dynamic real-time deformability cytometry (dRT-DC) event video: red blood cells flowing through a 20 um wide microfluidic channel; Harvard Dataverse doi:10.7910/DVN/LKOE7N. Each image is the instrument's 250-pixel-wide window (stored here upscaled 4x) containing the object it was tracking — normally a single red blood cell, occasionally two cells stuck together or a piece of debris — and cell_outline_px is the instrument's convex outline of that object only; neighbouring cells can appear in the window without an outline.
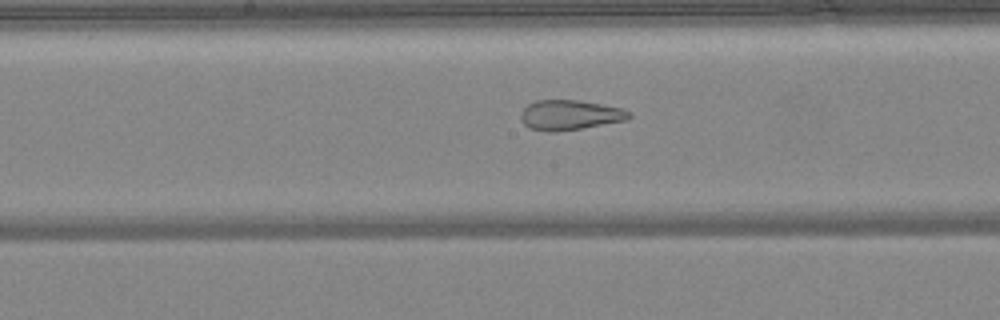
{"species": "common noctule bat (a hibernating species)", "species_latin": "Nyctalus noctula", "temperature_condition": "warm", "stored_images_in_passage": 48, "camera_frame_rate_fps": 3000, "um_per_image_px": 0.085, "animal": {"sex": "female", "body_mass_g": 24.6, "forearm_length_mm": 56.2}, "frame": {"image": 1, "passage_image": 25, "time_ms": 8.0, "image_size_px": [1000, 320], "cell_outline_px": [[632, 116], [628, 120], [556, 132], [548, 132], [528, 128], [520, 120], [520, 112], [528, 104], [536, 100], [576, 100], [624, 108], [632, 112]], "centroid_in_image_um": [48.43, 9.78], "position_along_channel_um": 199.8, "area_um2": 19.07}}
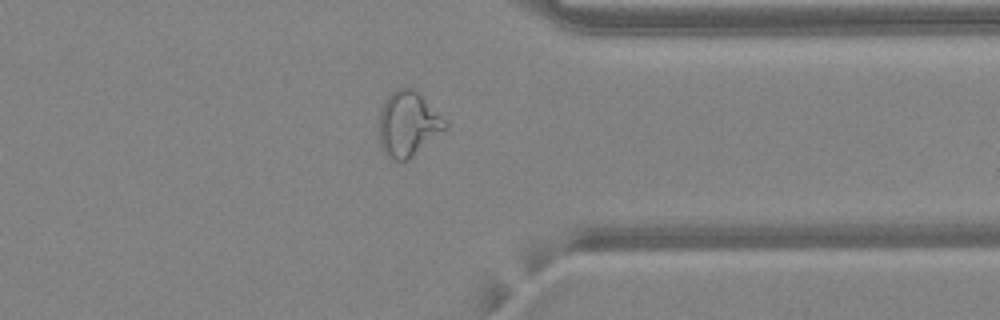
{"frame": {"image": 2, "passage_image": 38, "time_ms": 12.333, "image_size_px": [1000, 320], "cell_outline_px": [[448, 128], [408, 160], [388, 160], [380, 144], [380, 108], [384, 100], [396, 88], [416, 88], [448, 124]], "centroid_in_image_um": [34.68, 10.53], "position_along_channel_um": 376.7, "area_um2": 25.14}}
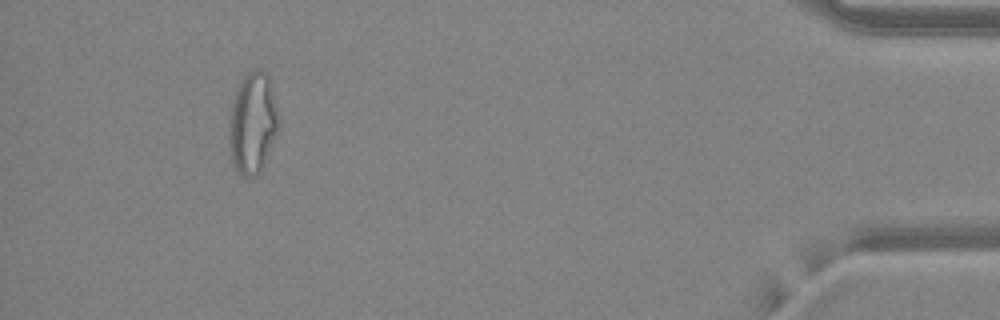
{"frame": {"image": 3, "passage_image": 45, "time_ms": 14.667, "image_size_px": [1000, 320], "cell_outline_px": [[280, 128], [260, 172], [256, 176], [240, 176], [232, 164], [228, 140], [228, 116], [232, 96], [240, 80], [252, 68], [260, 68], [268, 72], [280, 116]], "centroid_in_image_um": [21.47, 10.41], "position_along_channel_um": 413.7, "area_um2": 30.58}, "authors_computed_cell_mechanics": {"area_um2": 26.4435, "velocity_mm_per_s": 4.2167, "shape_relaxation_time_tau1_ms": null, "shape_relaxation_time_tau2_ms": 0.9731, "deformation_change_tau1": null, "deformation_change_tau2": 0.0846}}